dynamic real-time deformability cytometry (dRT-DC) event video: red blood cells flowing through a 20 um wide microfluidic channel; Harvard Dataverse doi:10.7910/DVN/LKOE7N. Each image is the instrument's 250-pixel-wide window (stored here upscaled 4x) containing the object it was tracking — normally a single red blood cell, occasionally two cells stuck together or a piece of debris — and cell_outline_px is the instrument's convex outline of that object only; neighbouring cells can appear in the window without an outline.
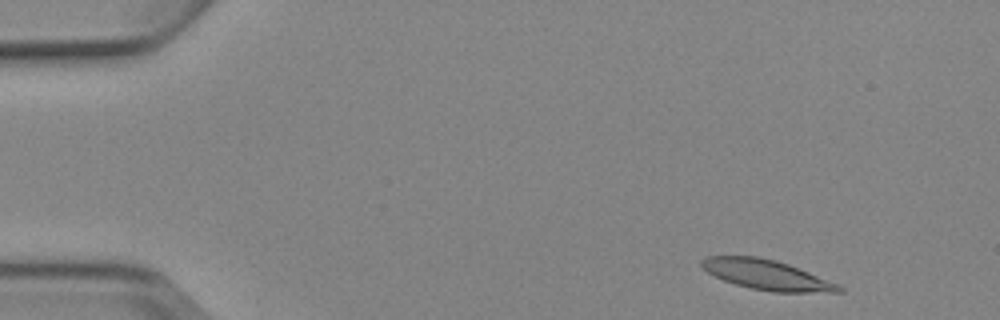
{"species": "Egyptian fruit bat (a non-hibernating species)", "species_latin": "Rousettus aegyptiacus", "temperature_condition": "cold", "stored_images_in_passage": 4, "camera_frame_rate_fps": 3000, "um_per_image_px": 0.085, "animal": {"sex": "female"}, "frame": {"image": 1, "passage_image": 1, "time_ms": 0.0, "image_size_px": [1000, 320], "cell_outline_px": [[844, 292], [772, 292], [752, 288], [736, 284], [724, 280], [708, 272], [700, 264], [700, 260], [704, 256], [756, 256], [776, 260], [788, 264], [840, 284], [844, 288]], "centroid_in_image_um": [65.2, 23.35], "position_along_channel_um": 19.8, "area_um2": 23.87}}
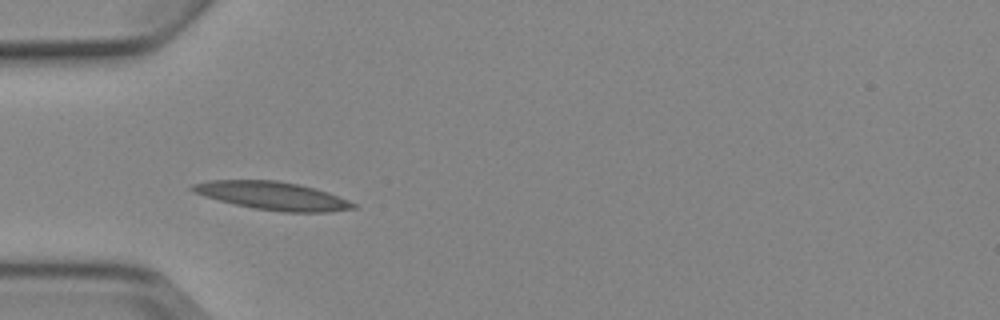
{"frame": {"image": 2, "passage_image": 4, "time_ms": 3.667, "image_size_px": [1000, 320], "cell_outline_px": [[356, 208], [328, 212], [284, 212], [252, 208], [204, 196], [192, 192], [188, 188], [192, 184], [208, 180], [276, 180], [296, 184], [328, 192], [348, 200], [356, 204]], "centroid_in_image_um": [23.13, 16.64], "position_along_channel_um": 61.9, "area_um2": 26.18}}